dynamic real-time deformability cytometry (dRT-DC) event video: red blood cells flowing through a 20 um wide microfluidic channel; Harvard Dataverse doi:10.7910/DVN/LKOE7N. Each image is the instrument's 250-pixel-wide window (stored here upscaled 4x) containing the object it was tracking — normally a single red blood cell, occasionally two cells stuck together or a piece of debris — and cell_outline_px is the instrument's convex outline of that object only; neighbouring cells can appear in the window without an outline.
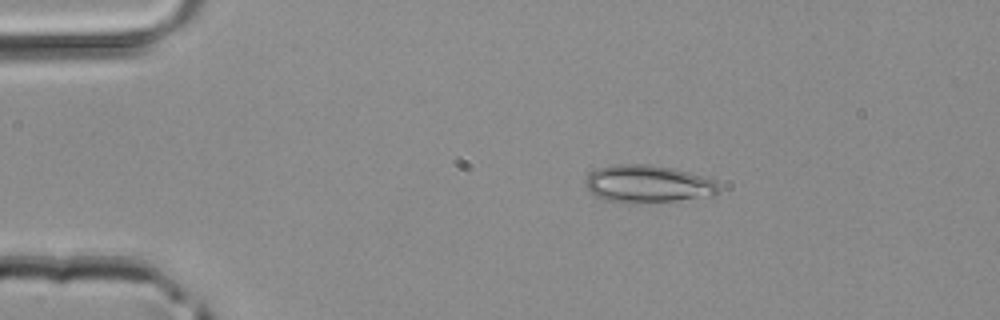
{"species": "common noctule bat (a hibernating species)", "species_latin": "Nyctalus noctula", "temperature_condition": "room temperature", "stored_images_in_passage": 3, "camera_frame_rate_fps": 3000, "um_per_image_px": 0.085, "animal": {"sex": "male", "body_mass_g": 20.4}, "frame": {"image": 1, "passage_image": 1, "time_ms": 0.0, "image_size_px": [1000, 320], "cell_outline_px": [[720, 192], [712, 196], [636, 204], [620, 204], [604, 200], [596, 196], [584, 184], [584, 180], [592, 172], [600, 168], [612, 164], [652, 164], [672, 168], [688, 172], [712, 180], [720, 188]], "centroid_in_image_um": [55.02, 15.65], "position_along_channel_um": 30.0, "area_um2": 29.3}}